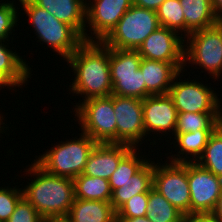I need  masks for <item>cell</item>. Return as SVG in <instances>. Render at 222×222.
<instances>
[{"instance_id": "obj_1", "label": "cell", "mask_w": 222, "mask_h": 222, "mask_svg": "<svg viewBox=\"0 0 222 222\" xmlns=\"http://www.w3.org/2000/svg\"><path fill=\"white\" fill-rule=\"evenodd\" d=\"M74 72L70 91L82 100L112 95L110 48L101 41H84L66 60Z\"/></svg>"}, {"instance_id": "obj_2", "label": "cell", "mask_w": 222, "mask_h": 222, "mask_svg": "<svg viewBox=\"0 0 222 222\" xmlns=\"http://www.w3.org/2000/svg\"><path fill=\"white\" fill-rule=\"evenodd\" d=\"M28 172L34 180L23 191V197L44 218L67 217L75 199L74 180L45 172L35 162Z\"/></svg>"}, {"instance_id": "obj_3", "label": "cell", "mask_w": 222, "mask_h": 222, "mask_svg": "<svg viewBox=\"0 0 222 222\" xmlns=\"http://www.w3.org/2000/svg\"><path fill=\"white\" fill-rule=\"evenodd\" d=\"M21 10L29 17L38 42L46 43L66 61L84 42L83 37L70 25L35 5L31 0H19Z\"/></svg>"}, {"instance_id": "obj_4", "label": "cell", "mask_w": 222, "mask_h": 222, "mask_svg": "<svg viewBox=\"0 0 222 222\" xmlns=\"http://www.w3.org/2000/svg\"><path fill=\"white\" fill-rule=\"evenodd\" d=\"M78 138L67 139L66 142L53 146L34 162L45 172L60 177L74 179L81 175L88 156L97 144L89 135L78 134Z\"/></svg>"}, {"instance_id": "obj_5", "label": "cell", "mask_w": 222, "mask_h": 222, "mask_svg": "<svg viewBox=\"0 0 222 222\" xmlns=\"http://www.w3.org/2000/svg\"><path fill=\"white\" fill-rule=\"evenodd\" d=\"M74 111L82 133L96 143H117L113 95L83 100L75 105Z\"/></svg>"}, {"instance_id": "obj_6", "label": "cell", "mask_w": 222, "mask_h": 222, "mask_svg": "<svg viewBox=\"0 0 222 222\" xmlns=\"http://www.w3.org/2000/svg\"><path fill=\"white\" fill-rule=\"evenodd\" d=\"M158 27L156 11L132 5L102 42L113 49L137 50Z\"/></svg>"}, {"instance_id": "obj_7", "label": "cell", "mask_w": 222, "mask_h": 222, "mask_svg": "<svg viewBox=\"0 0 222 222\" xmlns=\"http://www.w3.org/2000/svg\"><path fill=\"white\" fill-rule=\"evenodd\" d=\"M186 39L184 66L189 61V64H196L207 71L213 79L218 80L222 73V21L194 31Z\"/></svg>"}, {"instance_id": "obj_8", "label": "cell", "mask_w": 222, "mask_h": 222, "mask_svg": "<svg viewBox=\"0 0 222 222\" xmlns=\"http://www.w3.org/2000/svg\"><path fill=\"white\" fill-rule=\"evenodd\" d=\"M141 60L136 50L110 48L112 95L145 98V82L139 69Z\"/></svg>"}, {"instance_id": "obj_9", "label": "cell", "mask_w": 222, "mask_h": 222, "mask_svg": "<svg viewBox=\"0 0 222 222\" xmlns=\"http://www.w3.org/2000/svg\"><path fill=\"white\" fill-rule=\"evenodd\" d=\"M166 162L156 164L153 161V187L188 218L190 217L188 162L169 163L168 160Z\"/></svg>"}, {"instance_id": "obj_10", "label": "cell", "mask_w": 222, "mask_h": 222, "mask_svg": "<svg viewBox=\"0 0 222 222\" xmlns=\"http://www.w3.org/2000/svg\"><path fill=\"white\" fill-rule=\"evenodd\" d=\"M180 71L173 80L169 90L178 113H222V105L216 91L205 86L201 81L180 80ZM179 77V82H178ZM177 80V81H176ZM221 107V108H220Z\"/></svg>"}, {"instance_id": "obj_11", "label": "cell", "mask_w": 222, "mask_h": 222, "mask_svg": "<svg viewBox=\"0 0 222 222\" xmlns=\"http://www.w3.org/2000/svg\"><path fill=\"white\" fill-rule=\"evenodd\" d=\"M190 190V216L212 214L222 191V178L201 167L197 162H188Z\"/></svg>"}, {"instance_id": "obj_12", "label": "cell", "mask_w": 222, "mask_h": 222, "mask_svg": "<svg viewBox=\"0 0 222 222\" xmlns=\"http://www.w3.org/2000/svg\"><path fill=\"white\" fill-rule=\"evenodd\" d=\"M113 107L117 123V143L138 148L145 139L142 100L113 95ZM138 144V145H137Z\"/></svg>"}, {"instance_id": "obj_13", "label": "cell", "mask_w": 222, "mask_h": 222, "mask_svg": "<svg viewBox=\"0 0 222 222\" xmlns=\"http://www.w3.org/2000/svg\"><path fill=\"white\" fill-rule=\"evenodd\" d=\"M132 5L133 0H90L86 3V25L91 31L88 41L102 42Z\"/></svg>"}, {"instance_id": "obj_14", "label": "cell", "mask_w": 222, "mask_h": 222, "mask_svg": "<svg viewBox=\"0 0 222 222\" xmlns=\"http://www.w3.org/2000/svg\"><path fill=\"white\" fill-rule=\"evenodd\" d=\"M177 32L160 26L136 50L148 60L184 64L185 39Z\"/></svg>"}, {"instance_id": "obj_15", "label": "cell", "mask_w": 222, "mask_h": 222, "mask_svg": "<svg viewBox=\"0 0 222 222\" xmlns=\"http://www.w3.org/2000/svg\"><path fill=\"white\" fill-rule=\"evenodd\" d=\"M142 109L146 138L151 132L174 135L178 112L169 94L147 96L142 100Z\"/></svg>"}, {"instance_id": "obj_16", "label": "cell", "mask_w": 222, "mask_h": 222, "mask_svg": "<svg viewBox=\"0 0 222 222\" xmlns=\"http://www.w3.org/2000/svg\"><path fill=\"white\" fill-rule=\"evenodd\" d=\"M133 148L123 143H97L88 156L82 174L109 180L120 161Z\"/></svg>"}, {"instance_id": "obj_17", "label": "cell", "mask_w": 222, "mask_h": 222, "mask_svg": "<svg viewBox=\"0 0 222 222\" xmlns=\"http://www.w3.org/2000/svg\"><path fill=\"white\" fill-rule=\"evenodd\" d=\"M145 82V98L150 95L168 94L176 75L185 69L184 64L142 58L139 67Z\"/></svg>"}, {"instance_id": "obj_18", "label": "cell", "mask_w": 222, "mask_h": 222, "mask_svg": "<svg viewBox=\"0 0 222 222\" xmlns=\"http://www.w3.org/2000/svg\"><path fill=\"white\" fill-rule=\"evenodd\" d=\"M35 5L46 9L58 20L72 26L88 41L86 26V0H31Z\"/></svg>"}, {"instance_id": "obj_19", "label": "cell", "mask_w": 222, "mask_h": 222, "mask_svg": "<svg viewBox=\"0 0 222 222\" xmlns=\"http://www.w3.org/2000/svg\"><path fill=\"white\" fill-rule=\"evenodd\" d=\"M5 42V44H4ZM6 41L0 40V87H22L31 74L26 60L17 55L18 53L8 49Z\"/></svg>"}, {"instance_id": "obj_20", "label": "cell", "mask_w": 222, "mask_h": 222, "mask_svg": "<svg viewBox=\"0 0 222 222\" xmlns=\"http://www.w3.org/2000/svg\"><path fill=\"white\" fill-rule=\"evenodd\" d=\"M66 218L70 222H117L116 211L110 202L77 198Z\"/></svg>"}, {"instance_id": "obj_21", "label": "cell", "mask_w": 222, "mask_h": 222, "mask_svg": "<svg viewBox=\"0 0 222 222\" xmlns=\"http://www.w3.org/2000/svg\"><path fill=\"white\" fill-rule=\"evenodd\" d=\"M213 132L214 130H197L195 132L174 134L176 141L173 140V142H175L173 146H175V148L178 146L177 148L180 149V151H178V154L169 156L170 158L167 157V159H170L169 162L174 163L197 162L202 156L208 139Z\"/></svg>"}, {"instance_id": "obj_22", "label": "cell", "mask_w": 222, "mask_h": 222, "mask_svg": "<svg viewBox=\"0 0 222 222\" xmlns=\"http://www.w3.org/2000/svg\"><path fill=\"white\" fill-rule=\"evenodd\" d=\"M185 18V38L194 31L219 22L211 0H179Z\"/></svg>"}, {"instance_id": "obj_23", "label": "cell", "mask_w": 222, "mask_h": 222, "mask_svg": "<svg viewBox=\"0 0 222 222\" xmlns=\"http://www.w3.org/2000/svg\"><path fill=\"white\" fill-rule=\"evenodd\" d=\"M153 187V161L149 160L137 173L112 192L111 205L117 211L132 196L149 192Z\"/></svg>"}, {"instance_id": "obj_24", "label": "cell", "mask_w": 222, "mask_h": 222, "mask_svg": "<svg viewBox=\"0 0 222 222\" xmlns=\"http://www.w3.org/2000/svg\"><path fill=\"white\" fill-rule=\"evenodd\" d=\"M75 198L110 202L112 190L109 180L101 177H91L84 174L74 179Z\"/></svg>"}, {"instance_id": "obj_25", "label": "cell", "mask_w": 222, "mask_h": 222, "mask_svg": "<svg viewBox=\"0 0 222 222\" xmlns=\"http://www.w3.org/2000/svg\"><path fill=\"white\" fill-rule=\"evenodd\" d=\"M147 215L151 222H186L187 217L154 187L148 192Z\"/></svg>"}, {"instance_id": "obj_26", "label": "cell", "mask_w": 222, "mask_h": 222, "mask_svg": "<svg viewBox=\"0 0 222 222\" xmlns=\"http://www.w3.org/2000/svg\"><path fill=\"white\" fill-rule=\"evenodd\" d=\"M222 113H178L174 134L215 130L221 125Z\"/></svg>"}, {"instance_id": "obj_27", "label": "cell", "mask_w": 222, "mask_h": 222, "mask_svg": "<svg viewBox=\"0 0 222 222\" xmlns=\"http://www.w3.org/2000/svg\"><path fill=\"white\" fill-rule=\"evenodd\" d=\"M197 163L222 178V124L210 135L204 152Z\"/></svg>"}, {"instance_id": "obj_28", "label": "cell", "mask_w": 222, "mask_h": 222, "mask_svg": "<svg viewBox=\"0 0 222 222\" xmlns=\"http://www.w3.org/2000/svg\"><path fill=\"white\" fill-rule=\"evenodd\" d=\"M138 148H133L119 163L117 169L109 179L112 192L126 183L135 173H137L150 159L139 156L136 153ZM141 158V159H140Z\"/></svg>"}, {"instance_id": "obj_29", "label": "cell", "mask_w": 222, "mask_h": 222, "mask_svg": "<svg viewBox=\"0 0 222 222\" xmlns=\"http://www.w3.org/2000/svg\"><path fill=\"white\" fill-rule=\"evenodd\" d=\"M156 15L160 26L179 33L185 39V18L179 0H165L156 10Z\"/></svg>"}, {"instance_id": "obj_30", "label": "cell", "mask_w": 222, "mask_h": 222, "mask_svg": "<svg viewBox=\"0 0 222 222\" xmlns=\"http://www.w3.org/2000/svg\"><path fill=\"white\" fill-rule=\"evenodd\" d=\"M14 4L16 3L13 0L0 3V40L2 41H10L9 35L12 34V30L15 31V26L19 20L20 12L17 13V9L20 8Z\"/></svg>"}, {"instance_id": "obj_31", "label": "cell", "mask_w": 222, "mask_h": 222, "mask_svg": "<svg viewBox=\"0 0 222 222\" xmlns=\"http://www.w3.org/2000/svg\"><path fill=\"white\" fill-rule=\"evenodd\" d=\"M148 192L132 196L117 211L116 218H134L147 215Z\"/></svg>"}, {"instance_id": "obj_32", "label": "cell", "mask_w": 222, "mask_h": 222, "mask_svg": "<svg viewBox=\"0 0 222 222\" xmlns=\"http://www.w3.org/2000/svg\"><path fill=\"white\" fill-rule=\"evenodd\" d=\"M23 198L22 188L0 187V222H6Z\"/></svg>"}, {"instance_id": "obj_33", "label": "cell", "mask_w": 222, "mask_h": 222, "mask_svg": "<svg viewBox=\"0 0 222 222\" xmlns=\"http://www.w3.org/2000/svg\"><path fill=\"white\" fill-rule=\"evenodd\" d=\"M44 218L24 197L18 202L14 212L6 222H43Z\"/></svg>"}, {"instance_id": "obj_34", "label": "cell", "mask_w": 222, "mask_h": 222, "mask_svg": "<svg viewBox=\"0 0 222 222\" xmlns=\"http://www.w3.org/2000/svg\"><path fill=\"white\" fill-rule=\"evenodd\" d=\"M165 0H133V5L156 11Z\"/></svg>"}, {"instance_id": "obj_35", "label": "cell", "mask_w": 222, "mask_h": 222, "mask_svg": "<svg viewBox=\"0 0 222 222\" xmlns=\"http://www.w3.org/2000/svg\"><path fill=\"white\" fill-rule=\"evenodd\" d=\"M186 222H222L213 214H196L187 218Z\"/></svg>"}, {"instance_id": "obj_36", "label": "cell", "mask_w": 222, "mask_h": 222, "mask_svg": "<svg viewBox=\"0 0 222 222\" xmlns=\"http://www.w3.org/2000/svg\"><path fill=\"white\" fill-rule=\"evenodd\" d=\"M215 15L219 21H222V0H211Z\"/></svg>"}, {"instance_id": "obj_37", "label": "cell", "mask_w": 222, "mask_h": 222, "mask_svg": "<svg viewBox=\"0 0 222 222\" xmlns=\"http://www.w3.org/2000/svg\"><path fill=\"white\" fill-rule=\"evenodd\" d=\"M117 222H151L146 216L134 218H116Z\"/></svg>"}, {"instance_id": "obj_38", "label": "cell", "mask_w": 222, "mask_h": 222, "mask_svg": "<svg viewBox=\"0 0 222 222\" xmlns=\"http://www.w3.org/2000/svg\"><path fill=\"white\" fill-rule=\"evenodd\" d=\"M216 218H219L220 220H222V191H221V195L219 197L217 206L214 210V212L212 213Z\"/></svg>"}, {"instance_id": "obj_39", "label": "cell", "mask_w": 222, "mask_h": 222, "mask_svg": "<svg viewBox=\"0 0 222 222\" xmlns=\"http://www.w3.org/2000/svg\"><path fill=\"white\" fill-rule=\"evenodd\" d=\"M43 222H70L66 217L60 218H46Z\"/></svg>"}, {"instance_id": "obj_40", "label": "cell", "mask_w": 222, "mask_h": 222, "mask_svg": "<svg viewBox=\"0 0 222 222\" xmlns=\"http://www.w3.org/2000/svg\"><path fill=\"white\" fill-rule=\"evenodd\" d=\"M2 120H4V118H3V116H1V114H0V133H2V132H4L3 130H4V128H9V126L8 127H4V126H1V125H5V126H7ZM2 122V123H1ZM3 129V130H2Z\"/></svg>"}]
</instances>
